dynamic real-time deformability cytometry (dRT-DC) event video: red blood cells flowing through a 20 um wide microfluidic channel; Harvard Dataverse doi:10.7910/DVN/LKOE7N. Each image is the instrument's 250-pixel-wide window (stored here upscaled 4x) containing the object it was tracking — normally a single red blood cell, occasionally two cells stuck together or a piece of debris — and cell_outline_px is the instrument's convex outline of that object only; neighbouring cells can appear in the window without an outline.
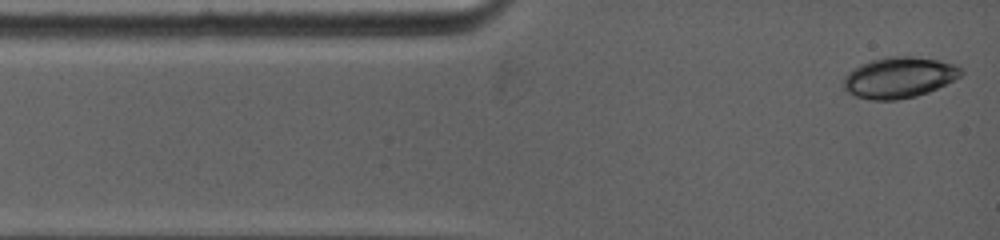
{"species": "common noctule bat (a hibernating species)", "species_latin": "Nyctalus noctula", "temperature_condition": "warm", "stored_images_in_passage": 54, "camera_frame_rate_fps": 5000, "um_per_image_px": 0.085, "animal": {"sex": "female", "body_mass_g": 19.0, "forearm_length_mm": 53.3}, "frame": {"image": 1, "passage_image": 1, "time_ms": 0.0, "image_size_px": [1000, 240], "cell_outline_px": [[964, 72], [960, 76], [928, 92], [916, 96], [896, 100], [872, 100], [856, 96], [848, 92], [844, 88], [844, 76], [852, 68], [860, 64], [872, 60], [888, 56], [912, 56], [936, 60], [952, 64], [960, 68]], "centroid_in_image_um": [76.37, 6.58], "position_along_channel_um": 8.6, "area_um2": 27.74}}
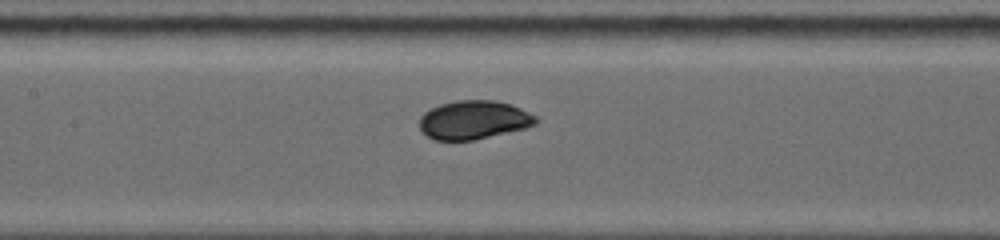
{"frame": {"image": 2, "passage_image": 23, "time_ms": 5.2, "image_size_px": [1000, 240], "cell_outline_px": [[536, 124], [524, 128], [472, 140], [436, 140], [428, 136], [420, 128], [420, 116], [424, 112], [440, 104], [460, 100], [496, 100], [520, 108], [536, 116]], "centroid_in_image_um": [40.25, 10.18], "position_along_channel_um": 167.2, "area_um2": 25.78}}
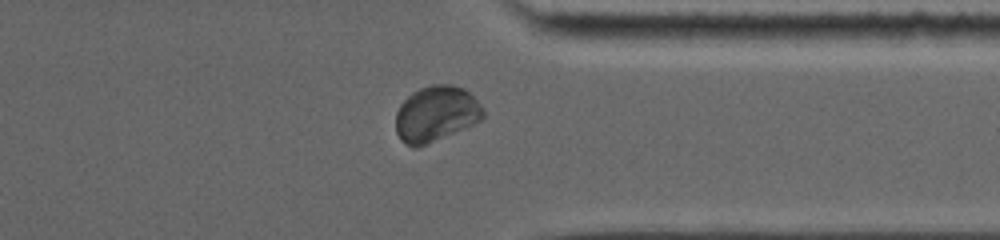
{"frame": {"image": 3, "passage_image": 46, "time_ms": 10.6, "image_size_px": [1000, 240], "cell_outline_px": [[484, 116], [480, 120], [464, 128], [416, 148], [412, 148], [404, 144], [400, 140], [396, 132], [396, 112], [400, 104], [412, 92], [420, 88], [432, 84], [452, 84], [464, 88], [484, 108]], "centroid_in_image_um": [37.03, 9.67], "position_along_channel_um": 374.4, "area_um2": 28.32}, "authors_computed_cell_mechanics": {"area_um2": 26.4146, "velocity_mm_per_s": 3.8837, "shape_relaxation_time_tau1_ms": 1.8374, "shape_relaxation_time_tau2_ms": 1.2848, "deformation_change_tau1": 0.1053, "deformation_change_tau2": 0.0351}}